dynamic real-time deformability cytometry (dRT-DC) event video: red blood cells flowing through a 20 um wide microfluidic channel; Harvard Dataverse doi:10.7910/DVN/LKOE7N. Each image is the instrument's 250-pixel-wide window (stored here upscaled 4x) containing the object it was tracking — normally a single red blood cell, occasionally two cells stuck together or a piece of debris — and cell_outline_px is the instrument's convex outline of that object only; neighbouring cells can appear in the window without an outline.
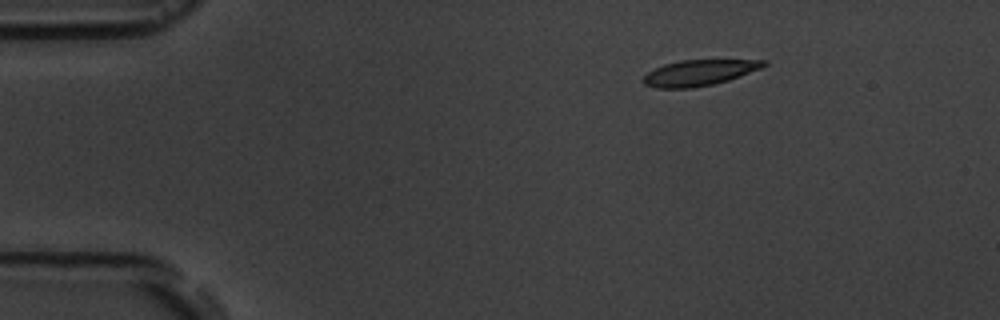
{"species": "common noctule bat (a hibernating species)", "species_latin": "Nyctalus noctula", "temperature_condition": "room temperature", "stored_images_in_passage": 6, "camera_frame_rate_fps": 3000, "um_per_image_px": 0.085, "animal": {"sex": "male", "body_mass_g": 19.5, "forearm_length_mm": 54.6}, "frame": {"image": 1, "passage_image": 1, "time_ms": 0.0, "image_size_px": [1000, 320], "cell_outline_px": [[768, 64], [764, 68], [728, 80], [712, 84], [692, 88], [656, 88], [644, 84], [640, 80], [648, 72], [664, 64], [680, 60], [768, 60]], "centroid_in_image_um": [59.45, 6.18], "position_along_channel_um": 25.6, "area_um2": 18.21}}
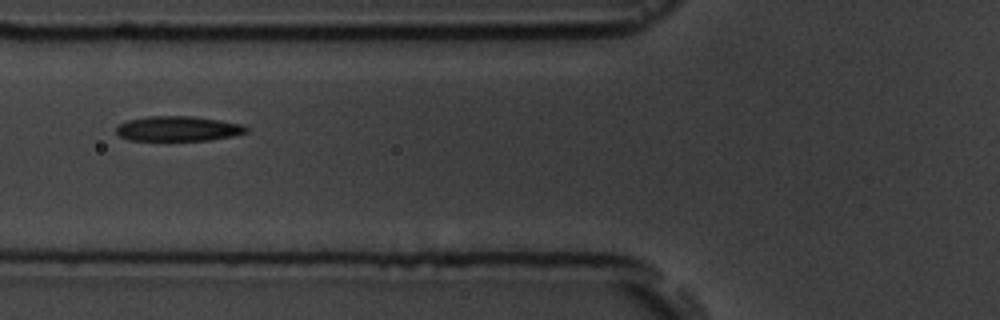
{"frame": {"image": 2, "passage_image": 4, "time_ms": 4.333, "image_size_px": [1000, 320], "cell_outline_px": [[248, 132], [232, 136], [208, 140], [128, 140], [120, 136], [116, 132], [116, 128], [120, 124], [128, 120], [148, 116], [192, 116], [220, 120], [244, 124], [248, 128]], "centroid_in_image_um": [15.16, 10.93], "position_along_channel_um": 110.6, "area_um2": 18.9}}
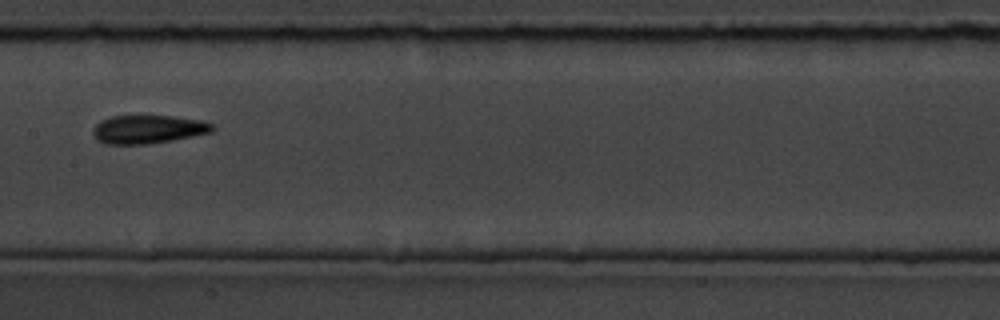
{"frame": {"image": 3, "passage_image": 6, "time_ms": 6.667, "image_size_px": [1000, 320], "cell_outline_px": [[216, 128], [212, 132], [172, 140], [148, 144], [104, 144], [96, 140], [92, 132], [96, 124], [100, 120], [112, 116], [172, 116], [204, 120], [212, 124]], "centroid_in_image_um": [12.58, 10.99], "position_along_channel_um": 194.8, "area_um2": 19.88}}